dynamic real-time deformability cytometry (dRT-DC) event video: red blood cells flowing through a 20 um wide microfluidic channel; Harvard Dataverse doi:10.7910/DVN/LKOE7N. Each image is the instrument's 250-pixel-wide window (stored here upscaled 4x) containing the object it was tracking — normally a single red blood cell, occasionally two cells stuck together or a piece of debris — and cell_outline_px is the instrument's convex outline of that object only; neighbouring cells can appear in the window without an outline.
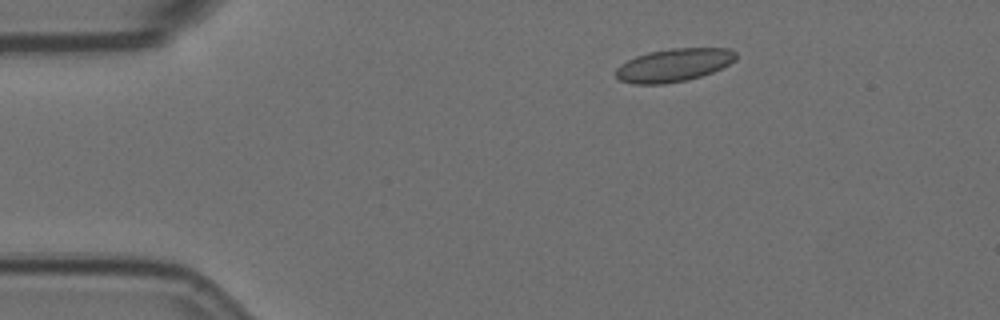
{"species": "Egyptian fruit bat (a non-hibernating species)", "species_latin": "Rousettus aegyptiacus", "temperature_condition": "room temperature", "stored_images_in_passage": 3, "camera_frame_rate_fps": 3000, "um_per_image_px": 0.085, "animal": {"sex": "female"}, "frame": {"image": 1, "passage_image": 1, "time_ms": 0.0, "image_size_px": [1000, 320], "cell_outline_px": [[736, 60], [712, 72], [688, 80], [664, 84], [632, 84], [620, 80], [616, 76], [616, 68], [620, 64], [636, 56], [648, 52], [672, 48], [728, 48], [736, 52]], "centroid_in_image_um": [57.25, 5.53], "position_along_channel_um": 27.7, "area_um2": 23.12}}